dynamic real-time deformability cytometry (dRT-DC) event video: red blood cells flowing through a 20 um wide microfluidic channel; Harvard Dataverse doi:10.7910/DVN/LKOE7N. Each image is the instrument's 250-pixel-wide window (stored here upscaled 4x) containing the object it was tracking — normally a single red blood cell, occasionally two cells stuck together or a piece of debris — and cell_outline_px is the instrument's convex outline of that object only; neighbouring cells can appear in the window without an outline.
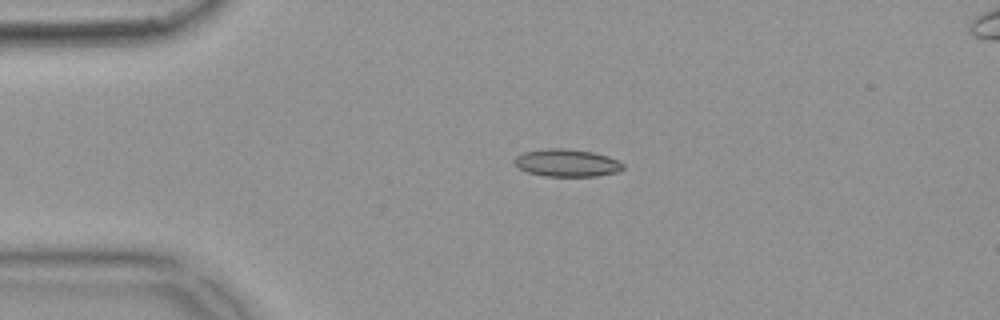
{"species": "common noctule bat (a hibernating species)", "species_latin": "Nyctalus noctula", "temperature_condition": "warm", "stored_images_in_passage": 40, "camera_frame_rate_fps": 3000, "um_per_image_px": 0.085, "animal": {"sex": "female", "body_mass_g": 18.4}, "frame": {"image": 1, "passage_image": 1, "time_ms": 0.0, "image_size_px": [1000, 320], "cell_outline_px": [[624, 168], [620, 172], [596, 176], [544, 176], [528, 172], [520, 168], [512, 160], [516, 156], [524, 152], [548, 148], [568, 148], [592, 152], [608, 156], [624, 164]], "centroid_in_image_um": [48.2, 13.84], "position_along_channel_um": 36.8, "area_um2": 17.46}}
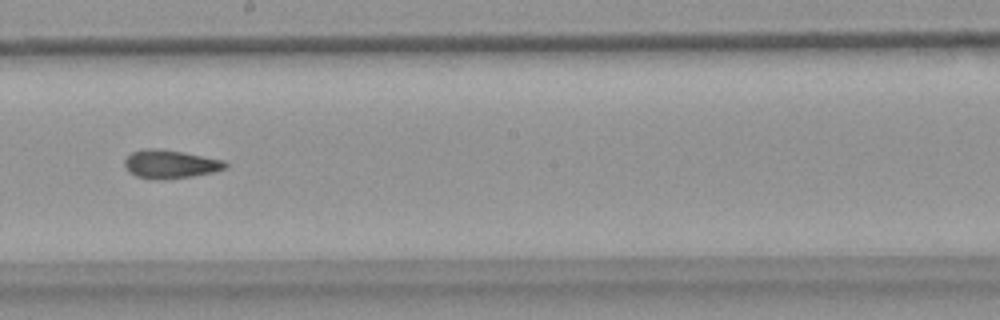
{"frame": {"image": 2, "passage_image": 19, "time_ms": 6.0, "image_size_px": [1000, 320], "cell_outline_px": [[228, 168], [212, 172], [192, 176], [164, 180], [156, 180], [136, 176], [128, 172], [124, 168], [124, 160], [132, 152], [144, 148], [156, 148], [184, 152], [224, 160], [228, 164]], "centroid_in_image_um": [14.45, 13.95], "position_along_channel_um": 233.7, "area_um2": 16.94}}
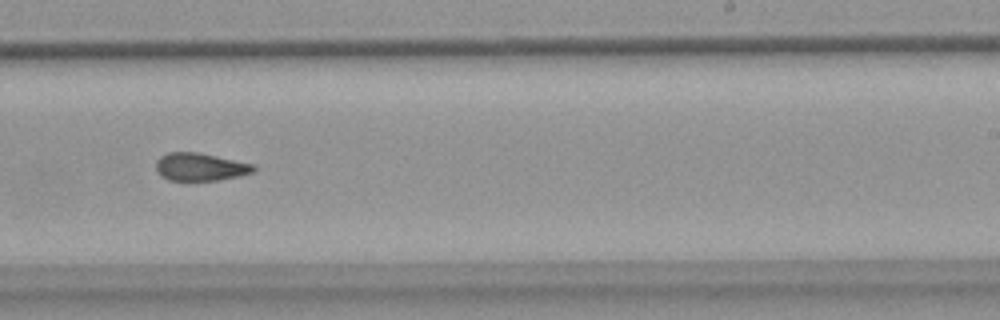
{"frame": {"image": 3, "passage_image": 22, "time_ms": 7.0, "image_size_px": [1000, 320], "cell_outline_px": [[256, 172], [240, 176], [216, 180], [168, 180], [160, 176], [156, 172], [156, 160], [160, 156], [168, 152], [196, 152], [256, 164]], "centroid_in_image_um": [17.03, 14.18], "position_along_channel_um": 272.0, "area_um2": 16.01}, "authors_computed_cell_mechanics": {"area_um2": 16.3574, "velocity_mm_per_s": 3.8483, "shape_relaxation_time_tau1_ms": null, "shape_relaxation_time_tau2_ms": 3.7912, "deformation_change_tau1": null, "deformation_change_tau2": 0.1144}}